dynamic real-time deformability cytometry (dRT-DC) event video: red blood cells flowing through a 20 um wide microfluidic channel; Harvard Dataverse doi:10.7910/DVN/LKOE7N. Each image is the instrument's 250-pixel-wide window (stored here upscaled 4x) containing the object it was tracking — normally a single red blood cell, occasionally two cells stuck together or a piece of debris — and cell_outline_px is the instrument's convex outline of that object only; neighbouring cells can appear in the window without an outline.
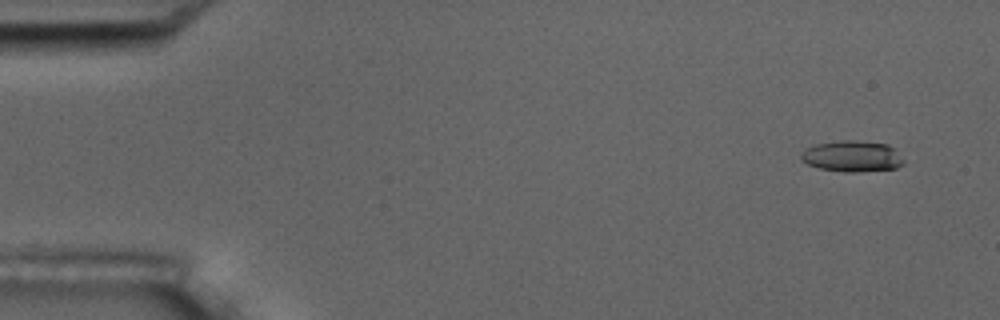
{"species": "common noctule bat (a hibernating species)", "species_latin": "Nyctalus noctula", "temperature_condition": "room temperature", "stored_images_in_passage": 16, "camera_frame_rate_fps": 3000, "um_per_image_px": 0.085, "animal": {"sex": "male", "body_mass_g": 17.5, "forearm_length_mm": 52.3}, "frame": {"image": 1, "passage_image": 1, "time_ms": 0.0, "image_size_px": [1000, 320], "cell_outline_px": [[904, 164], [896, 168], [856, 172], [844, 172], [820, 168], [808, 164], [800, 160], [800, 152], [816, 144], [840, 140], [856, 140], [888, 144], [896, 148], [904, 160]], "centroid_in_image_um": [72.46, 13.27], "position_along_channel_um": 12.5, "area_um2": 18.79}}
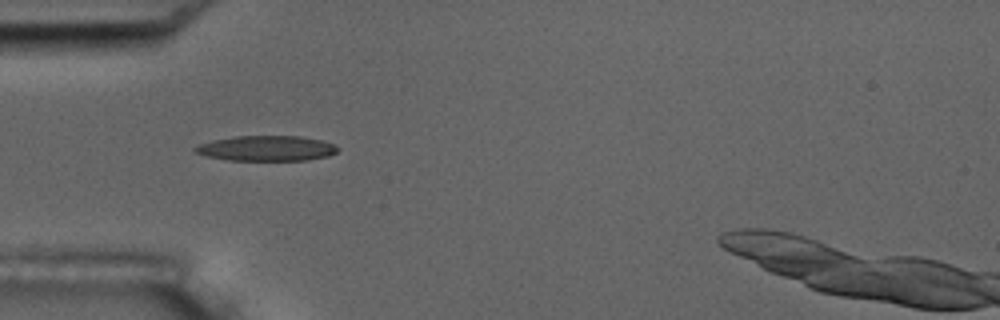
{"frame": {"image": 2, "passage_image": 5, "time_ms": 4.667, "image_size_px": [1000, 320], "cell_outline_px": [[340, 148], [336, 152], [328, 156], [304, 160], [228, 160], [208, 156], [196, 152], [192, 148], [200, 144], [212, 140], [232, 136], [300, 136], [320, 140], [336, 144]], "centroid_in_image_um": [22.67, 12.6], "position_along_channel_um": 62.3, "area_um2": 20.92}, "authors_computed_cell_mechanics": {"area_um2": 20.4901, "velocity_mm_per_s": 3.64, "shape_relaxation_time_tau1_ms": 3.3834, "shape_relaxation_time_tau2_ms": null, "deformation_change_tau1": 0.1498, "deformation_change_tau2": null}}